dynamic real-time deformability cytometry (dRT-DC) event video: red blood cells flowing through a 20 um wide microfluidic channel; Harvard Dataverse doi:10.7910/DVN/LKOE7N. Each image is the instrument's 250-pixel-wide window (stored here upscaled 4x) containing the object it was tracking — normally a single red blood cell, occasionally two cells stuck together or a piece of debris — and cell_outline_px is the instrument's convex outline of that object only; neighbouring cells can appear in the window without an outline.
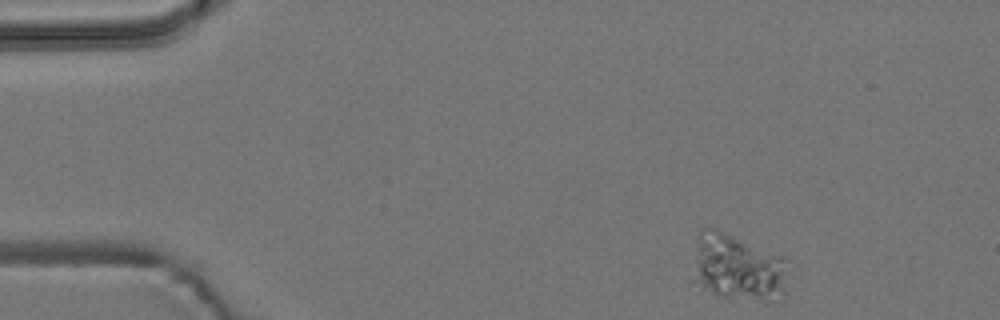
{"species": "common noctule bat (a hibernating species)", "species_latin": "Nyctalus noctula", "temperature_condition": "room temperature", "stored_images_in_passage": 3, "camera_frame_rate_fps": 3000, "um_per_image_px": 0.085, "animal": {"sex": "male", "body_mass_g": 19.2, "forearm_length_mm": 51.8}, "frame": {"image": 1, "passage_image": 1, "time_ms": 0.0, "image_size_px": [1000, 320], "cell_outline_px": [[788, 260], [784, 292], [760, 296], [716, 296], [704, 288], [696, 280], [696, 256], [700, 228], [716, 228], [784, 256]], "centroid_in_image_um": [62.71, 22.61], "position_along_channel_um": 22.3, "area_um2": 35.08}}